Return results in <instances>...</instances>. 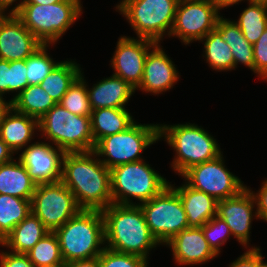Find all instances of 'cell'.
I'll return each mask as SVG.
<instances>
[{"mask_svg": "<svg viewBox=\"0 0 267 267\" xmlns=\"http://www.w3.org/2000/svg\"><path fill=\"white\" fill-rule=\"evenodd\" d=\"M61 182L72 192L81 209L103 210L113 203L110 169L94 151L65 152Z\"/></svg>", "mask_w": 267, "mask_h": 267, "instance_id": "1", "label": "cell"}, {"mask_svg": "<svg viewBox=\"0 0 267 267\" xmlns=\"http://www.w3.org/2000/svg\"><path fill=\"white\" fill-rule=\"evenodd\" d=\"M104 219L105 247L148 260L150 250L160 245L151 234L140 205L112 203L101 210Z\"/></svg>", "mask_w": 267, "mask_h": 267, "instance_id": "2", "label": "cell"}, {"mask_svg": "<svg viewBox=\"0 0 267 267\" xmlns=\"http://www.w3.org/2000/svg\"><path fill=\"white\" fill-rule=\"evenodd\" d=\"M54 233L58 237L65 263L98 257L105 249L104 219L101 210L81 209Z\"/></svg>", "mask_w": 267, "mask_h": 267, "instance_id": "3", "label": "cell"}, {"mask_svg": "<svg viewBox=\"0 0 267 267\" xmlns=\"http://www.w3.org/2000/svg\"><path fill=\"white\" fill-rule=\"evenodd\" d=\"M159 137L176 151L171 168L183 175L191 167L222 154L216 139L196 124L159 125Z\"/></svg>", "mask_w": 267, "mask_h": 267, "instance_id": "4", "label": "cell"}, {"mask_svg": "<svg viewBox=\"0 0 267 267\" xmlns=\"http://www.w3.org/2000/svg\"><path fill=\"white\" fill-rule=\"evenodd\" d=\"M42 137L64 152H88L95 148L90 116H80L56 103L38 120Z\"/></svg>", "mask_w": 267, "mask_h": 267, "instance_id": "5", "label": "cell"}, {"mask_svg": "<svg viewBox=\"0 0 267 267\" xmlns=\"http://www.w3.org/2000/svg\"><path fill=\"white\" fill-rule=\"evenodd\" d=\"M110 182L113 203L121 205H136L133 197L137 205L149 201L170 183L145 160L111 168Z\"/></svg>", "mask_w": 267, "mask_h": 267, "instance_id": "6", "label": "cell"}, {"mask_svg": "<svg viewBox=\"0 0 267 267\" xmlns=\"http://www.w3.org/2000/svg\"><path fill=\"white\" fill-rule=\"evenodd\" d=\"M81 5V0L43 6L23 4L16 16L42 44L53 45L83 13Z\"/></svg>", "mask_w": 267, "mask_h": 267, "instance_id": "7", "label": "cell"}, {"mask_svg": "<svg viewBox=\"0 0 267 267\" xmlns=\"http://www.w3.org/2000/svg\"><path fill=\"white\" fill-rule=\"evenodd\" d=\"M178 2L179 0H122L116 9L126 17L138 38L160 43L164 35L170 37Z\"/></svg>", "mask_w": 267, "mask_h": 267, "instance_id": "8", "label": "cell"}, {"mask_svg": "<svg viewBox=\"0 0 267 267\" xmlns=\"http://www.w3.org/2000/svg\"><path fill=\"white\" fill-rule=\"evenodd\" d=\"M159 125L135 121L125 131L102 138L93 151L108 169L143 160L141 153L160 140Z\"/></svg>", "mask_w": 267, "mask_h": 267, "instance_id": "9", "label": "cell"}, {"mask_svg": "<svg viewBox=\"0 0 267 267\" xmlns=\"http://www.w3.org/2000/svg\"><path fill=\"white\" fill-rule=\"evenodd\" d=\"M139 205L151 234L159 244L166 245L189 227L180 196L170 183L151 200Z\"/></svg>", "mask_w": 267, "mask_h": 267, "instance_id": "10", "label": "cell"}, {"mask_svg": "<svg viewBox=\"0 0 267 267\" xmlns=\"http://www.w3.org/2000/svg\"><path fill=\"white\" fill-rule=\"evenodd\" d=\"M80 210L74 195L61 181L36 185L31 199V212L49 232L64 225Z\"/></svg>", "mask_w": 267, "mask_h": 267, "instance_id": "11", "label": "cell"}, {"mask_svg": "<svg viewBox=\"0 0 267 267\" xmlns=\"http://www.w3.org/2000/svg\"><path fill=\"white\" fill-rule=\"evenodd\" d=\"M181 177L190 187L217 201L236 196L247 187L225 167L223 154L191 167Z\"/></svg>", "mask_w": 267, "mask_h": 267, "instance_id": "12", "label": "cell"}, {"mask_svg": "<svg viewBox=\"0 0 267 267\" xmlns=\"http://www.w3.org/2000/svg\"><path fill=\"white\" fill-rule=\"evenodd\" d=\"M219 14L209 0H179L170 36L180 38L185 45L200 41L216 28Z\"/></svg>", "mask_w": 267, "mask_h": 267, "instance_id": "13", "label": "cell"}, {"mask_svg": "<svg viewBox=\"0 0 267 267\" xmlns=\"http://www.w3.org/2000/svg\"><path fill=\"white\" fill-rule=\"evenodd\" d=\"M137 38L121 36L110 60L115 71L113 74L127 81L135 89L142 81L147 53L156 44L149 39Z\"/></svg>", "mask_w": 267, "mask_h": 267, "instance_id": "14", "label": "cell"}, {"mask_svg": "<svg viewBox=\"0 0 267 267\" xmlns=\"http://www.w3.org/2000/svg\"><path fill=\"white\" fill-rule=\"evenodd\" d=\"M64 154L63 150L55 148L51 143L41 141L27 146L18 159L38 185L61 181Z\"/></svg>", "mask_w": 267, "mask_h": 267, "instance_id": "15", "label": "cell"}, {"mask_svg": "<svg viewBox=\"0 0 267 267\" xmlns=\"http://www.w3.org/2000/svg\"><path fill=\"white\" fill-rule=\"evenodd\" d=\"M256 203L246 187L238 195L218 201L217 216L226 222L232 236L246 249L249 247L250 230L253 217L259 219L253 212ZM248 245V246H247Z\"/></svg>", "mask_w": 267, "mask_h": 267, "instance_id": "16", "label": "cell"}, {"mask_svg": "<svg viewBox=\"0 0 267 267\" xmlns=\"http://www.w3.org/2000/svg\"><path fill=\"white\" fill-rule=\"evenodd\" d=\"M42 45L16 15L6 14L0 20L1 60H26Z\"/></svg>", "mask_w": 267, "mask_h": 267, "instance_id": "17", "label": "cell"}, {"mask_svg": "<svg viewBox=\"0 0 267 267\" xmlns=\"http://www.w3.org/2000/svg\"><path fill=\"white\" fill-rule=\"evenodd\" d=\"M159 43L153 46V50L148 51L144 65L143 78L140 85L135 90L143 92L161 94L172 89L179 79V73L175 64L167 56Z\"/></svg>", "mask_w": 267, "mask_h": 267, "instance_id": "18", "label": "cell"}, {"mask_svg": "<svg viewBox=\"0 0 267 267\" xmlns=\"http://www.w3.org/2000/svg\"><path fill=\"white\" fill-rule=\"evenodd\" d=\"M166 245L172 249L173 258L180 266L207 263L218 256L206 241L202 227H188Z\"/></svg>", "mask_w": 267, "mask_h": 267, "instance_id": "19", "label": "cell"}, {"mask_svg": "<svg viewBox=\"0 0 267 267\" xmlns=\"http://www.w3.org/2000/svg\"><path fill=\"white\" fill-rule=\"evenodd\" d=\"M135 88L119 76L102 79L89 89L87 85L88 99L92 110L101 108H125Z\"/></svg>", "mask_w": 267, "mask_h": 267, "instance_id": "20", "label": "cell"}, {"mask_svg": "<svg viewBox=\"0 0 267 267\" xmlns=\"http://www.w3.org/2000/svg\"><path fill=\"white\" fill-rule=\"evenodd\" d=\"M172 187L180 196L189 227H202L217 215L218 201L215 198L190 187L186 182Z\"/></svg>", "mask_w": 267, "mask_h": 267, "instance_id": "21", "label": "cell"}, {"mask_svg": "<svg viewBox=\"0 0 267 267\" xmlns=\"http://www.w3.org/2000/svg\"><path fill=\"white\" fill-rule=\"evenodd\" d=\"M35 130L38 128V120L26 114L17 112L13 107L6 114L0 125V138L10 149L16 153L22 151L34 139Z\"/></svg>", "mask_w": 267, "mask_h": 267, "instance_id": "22", "label": "cell"}, {"mask_svg": "<svg viewBox=\"0 0 267 267\" xmlns=\"http://www.w3.org/2000/svg\"><path fill=\"white\" fill-rule=\"evenodd\" d=\"M49 230L32 212L0 242L2 247L10 248V252L27 254Z\"/></svg>", "mask_w": 267, "mask_h": 267, "instance_id": "23", "label": "cell"}, {"mask_svg": "<svg viewBox=\"0 0 267 267\" xmlns=\"http://www.w3.org/2000/svg\"><path fill=\"white\" fill-rule=\"evenodd\" d=\"M17 161L0 165V194L31 200L37 184L21 161Z\"/></svg>", "mask_w": 267, "mask_h": 267, "instance_id": "24", "label": "cell"}, {"mask_svg": "<svg viewBox=\"0 0 267 267\" xmlns=\"http://www.w3.org/2000/svg\"><path fill=\"white\" fill-rule=\"evenodd\" d=\"M90 119L94 145L106 136L125 131L135 122L125 108L95 109L92 110Z\"/></svg>", "mask_w": 267, "mask_h": 267, "instance_id": "25", "label": "cell"}, {"mask_svg": "<svg viewBox=\"0 0 267 267\" xmlns=\"http://www.w3.org/2000/svg\"><path fill=\"white\" fill-rule=\"evenodd\" d=\"M216 27L221 31V39L225 41L233 54L234 69L244 64L254 72L253 45L243 36L238 25L230 19L219 17Z\"/></svg>", "mask_w": 267, "mask_h": 267, "instance_id": "26", "label": "cell"}, {"mask_svg": "<svg viewBox=\"0 0 267 267\" xmlns=\"http://www.w3.org/2000/svg\"><path fill=\"white\" fill-rule=\"evenodd\" d=\"M81 67L77 62L68 60L59 62L43 79L40 86L59 103L69 87L80 76Z\"/></svg>", "mask_w": 267, "mask_h": 267, "instance_id": "27", "label": "cell"}, {"mask_svg": "<svg viewBox=\"0 0 267 267\" xmlns=\"http://www.w3.org/2000/svg\"><path fill=\"white\" fill-rule=\"evenodd\" d=\"M55 100L40 86L28 85L13 101V108L37 120L42 118L54 105Z\"/></svg>", "mask_w": 267, "mask_h": 267, "instance_id": "28", "label": "cell"}, {"mask_svg": "<svg viewBox=\"0 0 267 267\" xmlns=\"http://www.w3.org/2000/svg\"><path fill=\"white\" fill-rule=\"evenodd\" d=\"M204 42V55L209 67L216 71L234 70L233 54L229 45L221 39V31L216 27L200 42Z\"/></svg>", "mask_w": 267, "mask_h": 267, "instance_id": "29", "label": "cell"}, {"mask_svg": "<svg viewBox=\"0 0 267 267\" xmlns=\"http://www.w3.org/2000/svg\"><path fill=\"white\" fill-rule=\"evenodd\" d=\"M31 213V200L0 194V242Z\"/></svg>", "mask_w": 267, "mask_h": 267, "instance_id": "30", "label": "cell"}, {"mask_svg": "<svg viewBox=\"0 0 267 267\" xmlns=\"http://www.w3.org/2000/svg\"><path fill=\"white\" fill-rule=\"evenodd\" d=\"M248 4L238 21L234 22L243 36L253 45L267 28V4L261 2H248Z\"/></svg>", "mask_w": 267, "mask_h": 267, "instance_id": "31", "label": "cell"}, {"mask_svg": "<svg viewBox=\"0 0 267 267\" xmlns=\"http://www.w3.org/2000/svg\"><path fill=\"white\" fill-rule=\"evenodd\" d=\"M27 255L35 267H50L65 263L58 237L54 232L44 236Z\"/></svg>", "mask_w": 267, "mask_h": 267, "instance_id": "32", "label": "cell"}, {"mask_svg": "<svg viewBox=\"0 0 267 267\" xmlns=\"http://www.w3.org/2000/svg\"><path fill=\"white\" fill-rule=\"evenodd\" d=\"M83 72L69 87L59 102L69 112L80 115L90 116L92 109L88 99L87 83L84 80Z\"/></svg>", "mask_w": 267, "mask_h": 267, "instance_id": "33", "label": "cell"}, {"mask_svg": "<svg viewBox=\"0 0 267 267\" xmlns=\"http://www.w3.org/2000/svg\"><path fill=\"white\" fill-rule=\"evenodd\" d=\"M47 47L49 44H43L25 60L29 85L40 84L59 63L49 55Z\"/></svg>", "mask_w": 267, "mask_h": 267, "instance_id": "34", "label": "cell"}, {"mask_svg": "<svg viewBox=\"0 0 267 267\" xmlns=\"http://www.w3.org/2000/svg\"><path fill=\"white\" fill-rule=\"evenodd\" d=\"M99 267H148V261L135 254L122 253L107 247L98 256Z\"/></svg>", "mask_w": 267, "mask_h": 267, "instance_id": "35", "label": "cell"}, {"mask_svg": "<svg viewBox=\"0 0 267 267\" xmlns=\"http://www.w3.org/2000/svg\"><path fill=\"white\" fill-rule=\"evenodd\" d=\"M202 232L209 246L217 255L221 252V246L232 235L226 222L217 215L202 226Z\"/></svg>", "mask_w": 267, "mask_h": 267, "instance_id": "36", "label": "cell"}, {"mask_svg": "<svg viewBox=\"0 0 267 267\" xmlns=\"http://www.w3.org/2000/svg\"><path fill=\"white\" fill-rule=\"evenodd\" d=\"M26 73L25 60L9 62V92H16L12 101L29 85Z\"/></svg>", "mask_w": 267, "mask_h": 267, "instance_id": "37", "label": "cell"}, {"mask_svg": "<svg viewBox=\"0 0 267 267\" xmlns=\"http://www.w3.org/2000/svg\"><path fill=\"white\" fill-rule=\"evenodd\" d=\"M254 73L267 80V28L253 44Z\"/></svg>", "mask_w": 267, "mask_h": 267, "instance_id": "38", "label": "cell"}, {"mask_svg": "<svg viewBox=\"0 0 267 267\" xmlns=\"http://www.w3.org/2000/svg\"><path fill=\"white\" fill-rule=\"evenodd\" d=\"M0 267H35L27 254L10 251L0 253Z\"/></svg>", "mask_w": 267, "mask_h": 267, "instance_id": "39", "label": "cell"}, {"mask_svg": "<svg viewBox=\"0 0 267 267\" xmlns=\"http://www.w3.org/2000/svg\"><path fill=\"white\" fill-rule=\"evenodd\" d=\"M265 180L262 182V187L259 189L258 193H254L252 190L250 191L256 203V212L259 219L267 222V179Z\"/></svg>", "mask_w": 267, "mask_h": 267, "instance_id": "40", "label": "cell"}, {"mask_svg": "<svg viewBox=\"0 0 267 267\" xmlns=\"http://www.w3.org/2000/svg\"><path fill=\"white\" fill-rule=\"evenodd\" d=\"M257 248L251 247L244 254L229 264V267H257Z\"/></svg>", "mask_w": 267, "mask_h": 267, "instance_id": "41", "label": "cell"}, {"mask_svg": "<svg viewBox=\"0 0 267 267\" xmlns=\"http://www.w3.org/2000/svg\"><path fill=\"white\" fill-rule=\"evenodd\" d=\"M9 93V61L0 59V95Z\"/></svg>", "mask_w": 267, "mask_h": 267, "instance_id": "42", "label": "cell"}, {"mask_svg": "<svg viewBox=\"0 0 267 267\" xmlns=\"http://www.w3.org/2000/svg\"><path fill=\"white\" fill-rule=\"evenodd\" d=\"M62 0H22L12 9H9L8 15H16L22 8L23 4H37V5H51L54 3L61 2Z\"/></svg>", "mask_w": 267, "mask_h": 267, "instance_id": "43", "label": "cell"}, {"mask_svg": "<svg viewBox=\"0 0 267 267\" xmlns=\"http://www.w3.org/2000/svg\"><path fill=\"white\" fill-rule=\"evenodd\" d=\"M65 267H99L98 257L64 263Z\"/></svg>", "mask_w": 267, "mask_h": 267, "instance_id": "44", "label": "cell"}, {"mask_svg": "<svg viewBox=\"0 0 267 267\" xmlns=\"http://www.w3.org/2000/svg\"><path fill=\"white\" fill-rule=\"evenodd\" d=\"M13 154L10 147L0 138V165L12 161Z\"/></svg>", "mask_w": 267, "mask_h": 267, "instance_id": "45", "label": "cell"}, {"mask_svg": "<svg viewBox=\"0 0 267 267\" xmlns=\"http://www.w3.org/2000/svg\"><path fill=\"white\" fill-rule=\"evenodd\" d=\"M12 107V100L6 101V99L4 100L3 96L0 95V125Z\"/></svg>", "mask_w": 267, "mask_h": 267, "instance_id": "46", "label": "cell"}, {"mask_svg": "<svg viewBox=\"0 0 267 267\" xmlns=\"http://www.w3.org/2000/svg\"><path fill=\"white\" fill-rule=\"evenodd\" d=\"M214 6H216L219 10L225 7L232 6L234 4H238L243 0H209Z\"/></svg>", "mask_w": 267, "mask_h": 267, "instance_id": "47", "label": "cell"}, {"mask_svg": "<svg viewBox=\"0 0 267 267\" xmlns=\"http://www.w3.org/2000/svg\"><path fill=\"white\" fill-rule=\"evenodd\" d=\"M17 0H0V14H6L7 8H9Z\"/></svg>", "mask_w": 267, "mask_h": 267, "instance_id": "48", "label": "cell"}, {"mask_svg": "<svg viewBox=\"0 0 267 267\" xmlns=\"http://www.w3.org/2000/svg\"><path fill=\"white\" fill-rule=\"evenodd\" d=\"M257 267H267V262L263 261L260 248H257Z\"/></svg>", "mask_w": 267, "mask_h": 267, "instance_id": "49", "label": "cell"}, {"mask_svg": "<svg viewBox=\"0 0 267 267\" xmlns=\"http://www.w3.org/2000/svg\"><path fill=\"white\" fill-rule=\"evenodd\" d=\"M249 2H261V3H266L267 4V0H248Z\"/></svg>", "mask_w": 267, "mask_h": 267, "instance_id": "50", "label": "cell"}, {"mask_svg": "<svg viewBox=\"0 0 267 267\" xmlns=\"http://www.w3.org/2000/svg\"><path fill=\"white\" fill-rule=\"evenodd\" d=\"M50 267H65V264H60V265H55V266H50Z\"/></svg>", "mask_w": 267, "mask_h": 267, "instance_id": "51", "label": "cell"}, {"mask_svg": "<svg viewBox=\"0 0 267 267\" xmlns=\"http://www.w3.org/2000/svg\"><path fill=\"white\" fill-rule=\"evenodd\" d=\"M4 16H5L4 14H0V20H1Z\"/></svg>", "mask_w": 267, "mask_h": 267, "instance_id": "52", "label": "cell"}]
</instances>
